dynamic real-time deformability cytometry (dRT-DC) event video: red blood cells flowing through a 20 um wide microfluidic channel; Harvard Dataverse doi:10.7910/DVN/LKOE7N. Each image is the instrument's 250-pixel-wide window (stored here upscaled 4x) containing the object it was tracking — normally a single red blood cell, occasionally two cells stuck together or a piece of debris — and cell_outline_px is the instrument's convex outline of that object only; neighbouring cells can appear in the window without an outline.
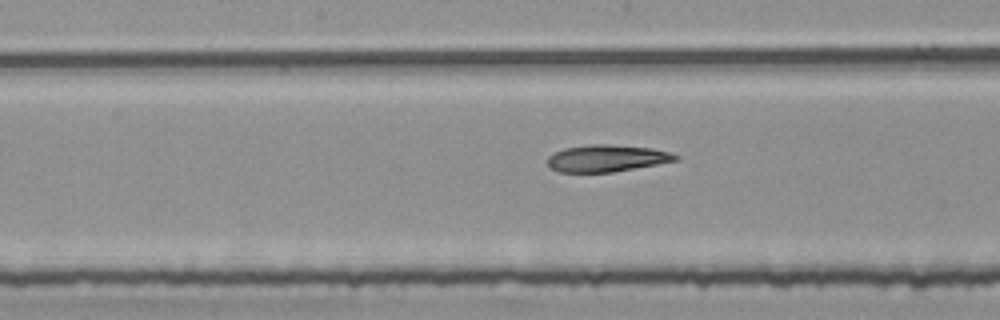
{"species": "common noctule bat (a hibernating species)", "species_latin": "Nyctalus noctula", "temperature_condition": "room temperature", "stored_images_in_passage": 53, "segment_of_instrument_passage": [2, 2], "camera_frame_rate_fps": 3000, "um_per_image_px": 0.085, "animal": {"sex": "female", "body_mass_g": 25.1}, "frame": {"image": 1, "passage_image": 27, "time_ms": 8.667, "image_size_px": [1000, 320], "cell_outline_px": [[680, 160], [612, 172], [556, 172], [548, 164], [548, 156], [564, 148], [592, 144], [608, 144], [652, 148], [668, 152], [680, 156]], "centroid_in_image_um": [51.59, 13.45], "position_along_channel_um": 196.6, "area_um2": 20.0}}
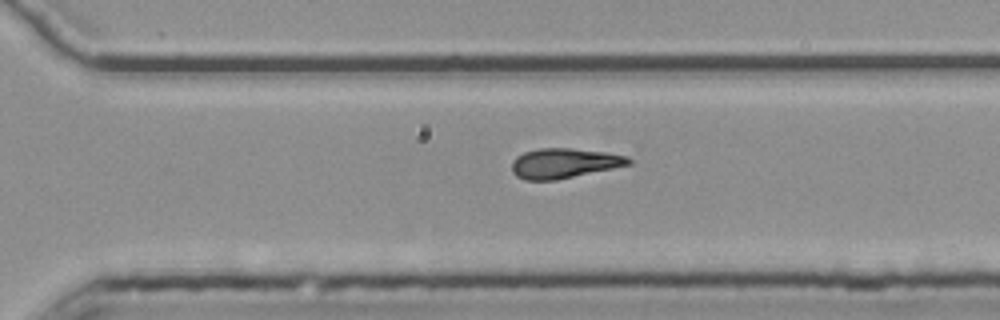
{"frame": {"image": 2, "passage_image": 37, "time_ms": 12.0, "image_size_px": [1000, 320], "cell_outline_px": [[632, 164], [556, 180], [524, 180], [516, 176], [512, 172], [512, 160], [516, 156], [524, 152], [536, 148], [572, 148], [604, 152], [628, 156], [632, 160]], "centroid_in_image_um": [47.93, 13.87], "position_along_channel_um": 322.7, "area_um2": 20.46}}
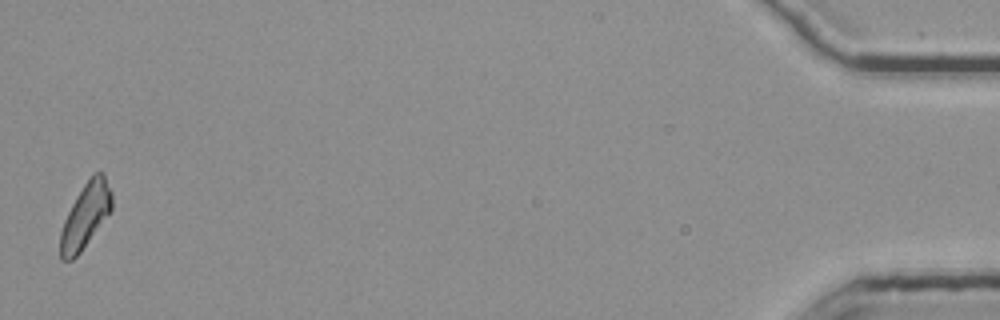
{"frame": {"image": 3, "passage_image": 53, "time_ms": 17.333, "image_size_px": [1000, 320], "cell_outline_px": [[112, 208], [80, 252], [72, 260], [60, 260], [60, 232], [64, 220], [76, 196], [92, 172], [104, 172], [112, 192]], "centroid_in_image_um": [7.26, 18.29], "position_along_channel_um": 427.9, "area_um2": 19.25}}